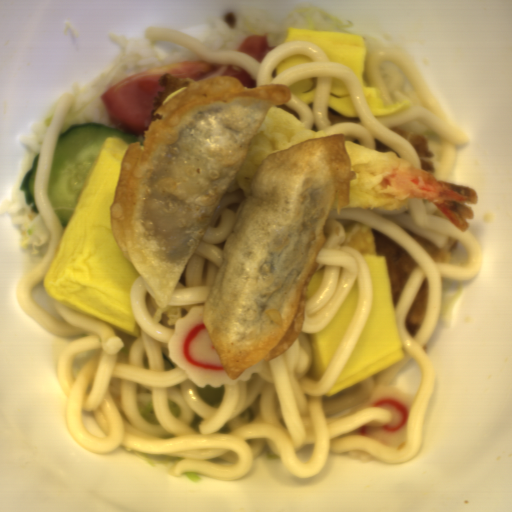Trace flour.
Instances as JSON below:
<instances>
[{
  "label": "flour",
  "mask_w": 512,
  "mask_h": 512,
  "mask_svg": "<svg viewBox=\"0 0 512 512\" xmlns=\"http://www.w3.org/2000/svg\"><path fill=\"white\" fill-rule=\"evenodd\" d=\"M345 134L297 143L258 166L237 209L202 320L232 381L300 336L325 226L350 203Z\"/></svg>",
  "instance_id": "1"
},
{
  "label": "flour",
  "mask_w": 512,
  "mask_h": 512,
  "mask_svg": "<svg viewBox=\"0 0 512 512\" xmlns=\"http://www.w3.org/2000/svg\"><path fill=\"white\" fill-rule=\"evenodd\" d=\"M286 84L244 87L217 75L172 96L153 114L144 143L124 152L109 211L123 255L166 309L173 289L240 171Z\"/></svg>",
  "instance_id": "2"
}]
</instances>
